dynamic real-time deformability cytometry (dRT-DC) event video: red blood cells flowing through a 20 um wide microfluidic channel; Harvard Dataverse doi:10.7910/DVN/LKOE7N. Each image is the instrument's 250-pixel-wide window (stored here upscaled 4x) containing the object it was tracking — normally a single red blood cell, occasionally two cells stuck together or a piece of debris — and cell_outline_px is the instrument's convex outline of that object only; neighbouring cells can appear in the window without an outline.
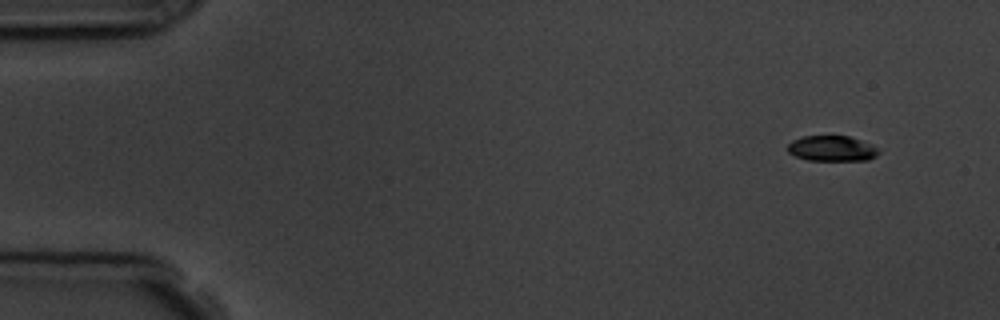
{"species": "common noctule bat (a hibernating species)", "species_latin": "Nyctalus noctula", "temperature_condition": "room temperature", "stored_images_in_passage": 8, "camera_frame_rate_fps": 3000, "um_per_image_px": 0.085, "animal": {"sex": "male", "body_mass_g": 19.5, "forearm_length_mm": 54.6}, "frame": {"image": 1, "passage_image": 1, "time_ms": 0.0, "image_size_px": [1000, 320], "cell_outline_px": [[880, 152], [876, 156], [868, 160], [808, 160], [796, 156], [788, 152], [788, 144], [792, 140], [804, 136], [848, 136], [860, 140], [876, 148]], "centroid_in_image_um": [70.69, 12.62], "position_along_channel_um": 14.3, "area_um2": 13.29}}
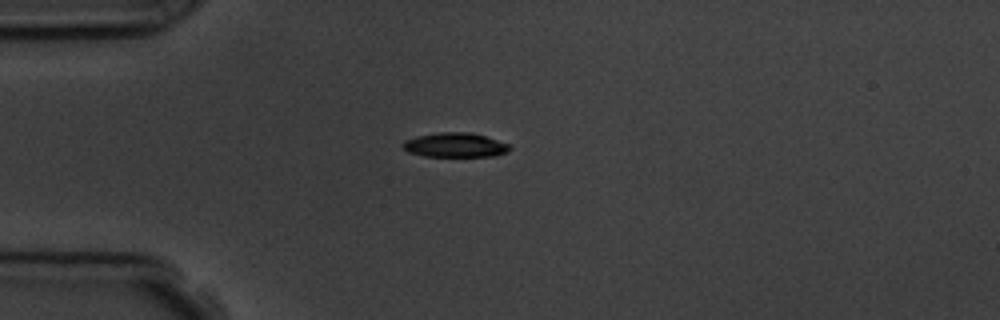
{"frame": {"image": 2, "passage_image": 4, "time_ms": 3.333, "image_size_px": [1000, 320], "cell_outline_px": [[512, 148], [496, 156], [424, 156], [408, 152], [400, 144], [404, 140], [416, 136], [440, 132], [472, 132], [512, 144]], "centroid_in_image_um": [38.69, 12.32], "position_along_channel_um": 46.3, "area_um2": 15.37}}